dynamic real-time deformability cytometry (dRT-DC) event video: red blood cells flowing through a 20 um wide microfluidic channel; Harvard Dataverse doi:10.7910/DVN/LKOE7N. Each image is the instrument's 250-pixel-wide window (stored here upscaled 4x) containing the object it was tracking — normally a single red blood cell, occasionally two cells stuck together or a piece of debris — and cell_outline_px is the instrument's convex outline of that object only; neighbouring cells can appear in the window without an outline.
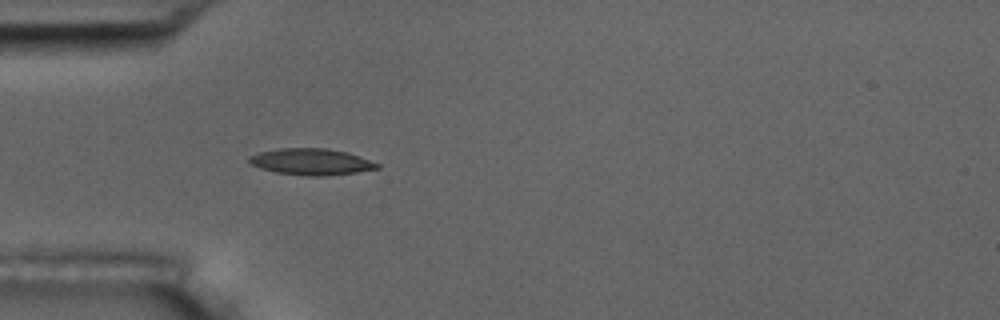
{"species": "common noctule bat (a hibernating species)", "species_latin": "Nyctalus noctula", "temperature_condition": "room temperature", "stored_images_in_passage": 4, "camera_frame_rate_fps": 3000, "um_per_image_px": 0.085, "animal": {"sex": "male", "body_mass_g": 17.5, "forearm_length_mm": 52.3}, "frame": {"image": 1, "passage_image": 4, "time_ms": 4.333, "image_size_px": [1000, 320], "cell_outline_px": [[380, 168], [356, 172], [324, 176], [308, 176], [276, 172], [260, 168], [248, 164], [248, 156], [260, 152], [280, 148], [328, 148], [348, 152], [380, 164]], "centroid_in_image_um": [26.43, 13.74], "position_along_channel_um": 58.6, "area_um2": 19.77}}